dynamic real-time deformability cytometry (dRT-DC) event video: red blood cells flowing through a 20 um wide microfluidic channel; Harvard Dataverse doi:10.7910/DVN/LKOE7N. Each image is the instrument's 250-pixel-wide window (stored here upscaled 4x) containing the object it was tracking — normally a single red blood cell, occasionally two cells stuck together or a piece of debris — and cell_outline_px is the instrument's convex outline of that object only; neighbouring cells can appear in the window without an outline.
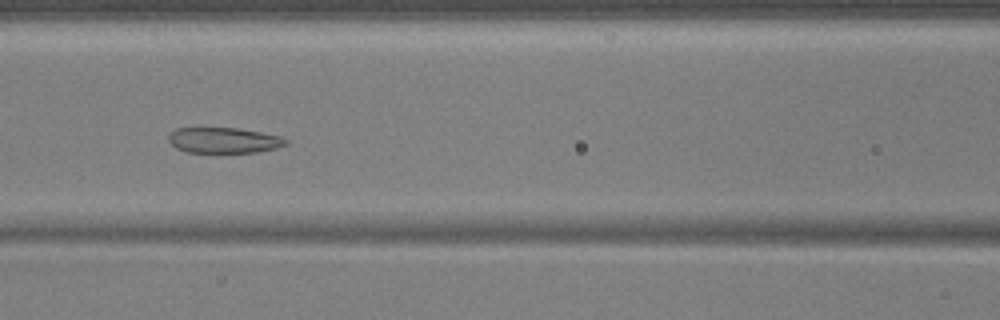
{"species": "common noctule bat (a hibernating species)", "species_latin": "Nyctalus noctula", "temperature_condition": "warm", "stored_images_in_passage": 55, "camera_frame_rate_fps": 3000, "um_per_image_px": 0.085, "animal": {"sex": "male", "body_mass_g": 17.9, "forearm_length_mm": 54.2}, "frame": {"image": 1, "passage_image": 25, "time_ms": 8.0, "image_size_px": [1000, 320], "cell_outline_px": [[288, 144], [276, 148], [256, 152], [216, 156], [188, 152], [176, 148], [168, 140], [168, 136], [176, 128], [200, 124], [236, 128], [260, 132], [280, 136], [288, 140]], "centroid_in_image_um": [18.94, 11.93], "position_along_channel_um": 147.7, "area_um2": 19.19}}
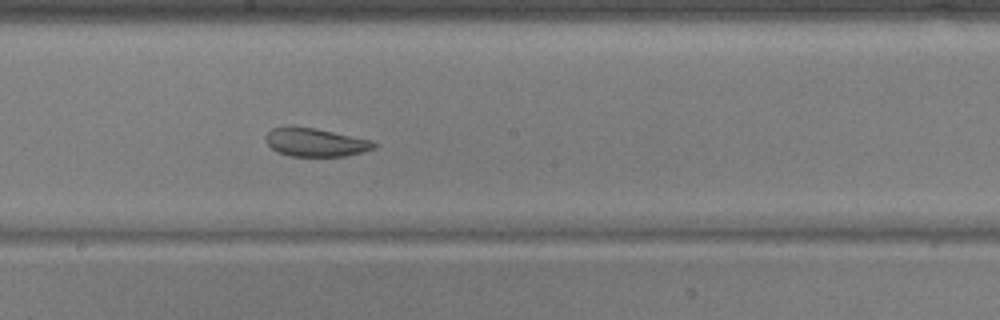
{"frame": {"image": 2, "passage_image": 31, "time_ms": 10.0, "image_size_px": [1000, 320], "cell_outline_px": [[376, 148], [364, 152], [344, 156], [288, 156], [276, 152], [268, 144], [264, 136], [272, 128], [288, 124], [316, 128], [372, 140], [376, 144]], "centroid_in_image_um": [26.78, 12.08], "position_along_channel_um": 221.4, "area_um2": 18.32}}
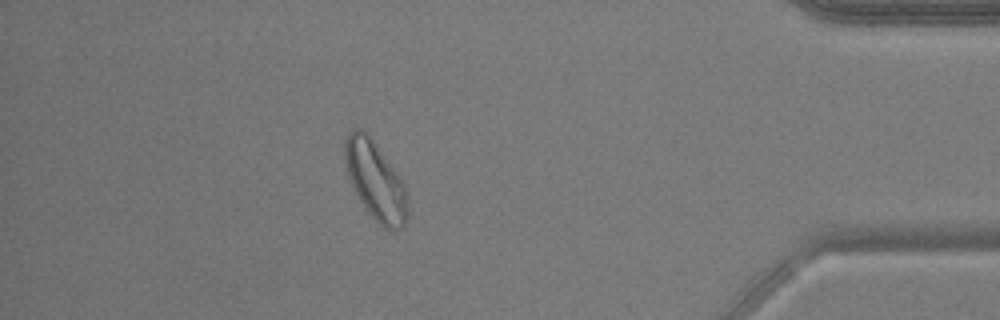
{"frame": {"image": 3, "passage_image": 49, "time_ms": 16.0, "image_size_px": [1000, 320], "cell_outline_px": [[408, 216], [404, 224], [400, 228], [392, 232], [384, 228], [368, 212], [360, 200], [352, 184], [348, 172], [344, 156], [344, 140], [348, 132], [356, 128], [364, 128], [400, 176], [408, 192]], "centroid_in_image_um": [31.94, 15.34], "position_along_channel_um": 403.3, "area_um2": 28.78}, "authors_computed_cell_mechanics": {"area_um2": 24.5072, "velocity_mm_per_s": 3.7019, "shape_relaxation_time_tau1_ms": 9.7592, "shape_relaxation_time_tau2_ms": 2.0853, "deformation_change_tau1": 0.1529, "deformation_change_tau2": 0.0788}}